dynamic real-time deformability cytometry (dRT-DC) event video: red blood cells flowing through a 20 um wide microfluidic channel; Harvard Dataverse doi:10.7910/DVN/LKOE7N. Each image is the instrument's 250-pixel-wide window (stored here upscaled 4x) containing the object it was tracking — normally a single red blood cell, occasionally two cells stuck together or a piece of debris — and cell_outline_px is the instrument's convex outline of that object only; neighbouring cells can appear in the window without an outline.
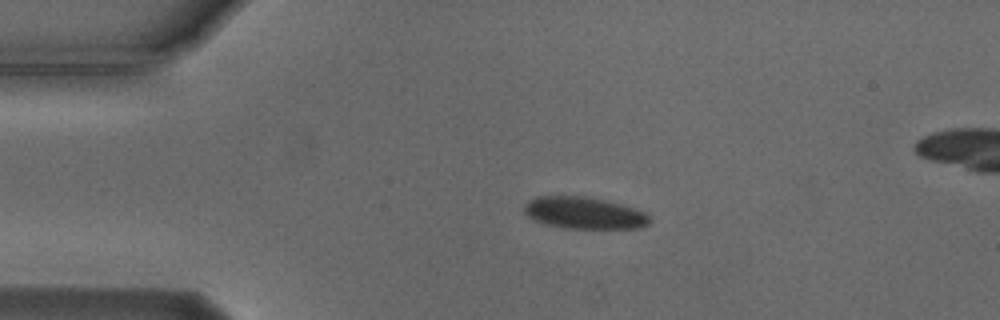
{"species": "Egyptian fruit bat (a non-hibernating species)", "species_latin": "Rousettus aegyptiacus", "temperature_condition": "cold", "stored_images_in_passage": 39, "camera_frame_rate_fps": 3000, "um_per_image_px": 0.085, "animal": {"sex": "male"}, "frame": {"image": 1, "passage_image": 1, "time_ms": 0.0, "image_size_px": [1000, 320], "cell_outline_px": [[652, 220], [648, 224], [640, 228], [568, 228], [548, 224], [532, 220], [524, 212], [524, 204], [528, 200], [536, 196], [584, 196], [604, 200], [620, 204], [644, 212]], "centroid_in_image_um": [49.62, 18.09], "position_along_channel_um": 35.4, "area_um2": 23.12}}
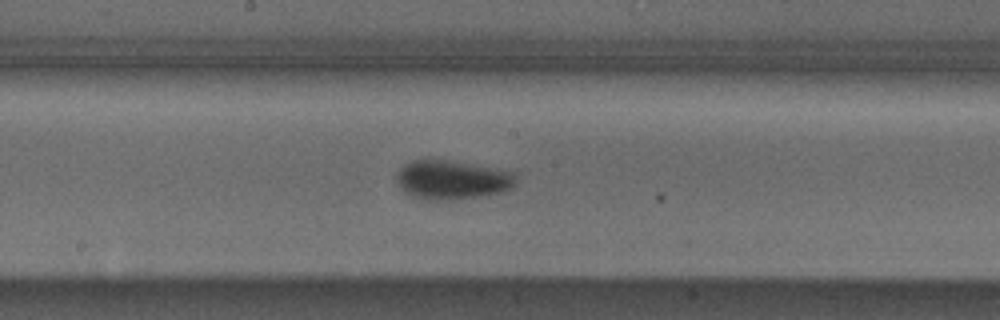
{"frame": {"image": 2, "passage_image": 18, "time_ms": 5.667, "image_size_px": [1000, 320], "cell_outline_px": [[516, 184], [512, 188], [504, 192], [480, 196], [444, 200], [424, 200], [404, 192], [400, 188], [396, 180], [396, 172], [404, 164], [412, 160], [444, 160], [512, 172], [516, 176]], "centroid_in_image_um": [38.38, 15.3], "position_along_channel_um": 209.8, "area_um2": 26.88}}
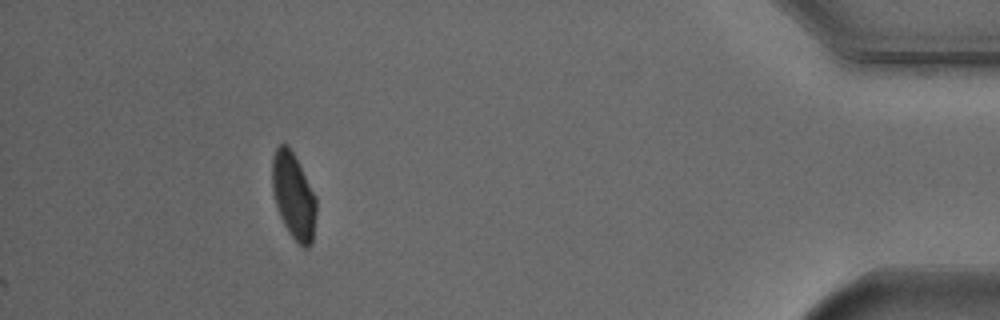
{"frame": {"image": 3, "passage_image": 39, "time_ms": 12.667, "image_size_px": [1000, 320], "cell_outline_px": [[316, 216], [312, 244], [308, 248], [304, 248], [288, 232], [280, 216], [276, 204], [272, 188], [272, 156], [276, 148], [280, 144], [288, 144], [316, 196]], "centroid_in_image_um": [24.95, 16.66], "position_along_channel_um": 410.2, "area_um2": 22.02}, "authors_computed_cell_mechanics": {"area_um2": 25.3742, "velocity_mm_per_s": 3.7407, "shape_relaxation_time_tau1_ms": 2.8891, "shape_relaxation_time_tau2_ms": null, "deformation_change_tau1": 0.0884, "deformation_change_tau2": null}}